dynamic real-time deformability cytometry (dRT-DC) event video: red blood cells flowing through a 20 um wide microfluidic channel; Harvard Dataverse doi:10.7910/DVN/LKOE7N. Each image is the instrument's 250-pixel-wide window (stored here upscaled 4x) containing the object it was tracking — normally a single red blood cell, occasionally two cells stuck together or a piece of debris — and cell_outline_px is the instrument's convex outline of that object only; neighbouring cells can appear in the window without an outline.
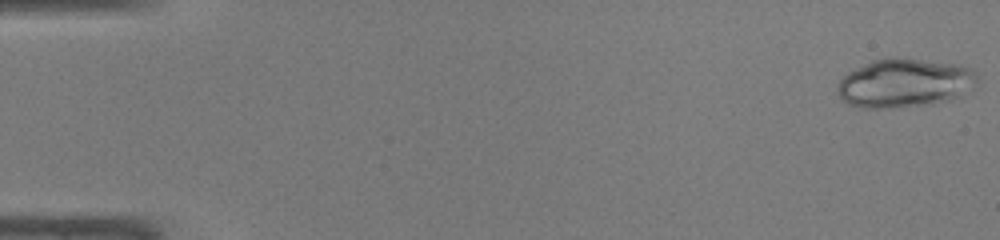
{"species": "common noctule bat (a hibernating species)", "species_latin": "Nyctalus noctula", "temperature_condition": "warm", "stored_images_in_passage": 47, "camera_frame_rate_fps": 3000, "um_per_image_px": 0.085, "animal": {"sex": "male", "body_mass_g": 19.0, "forearm_length_mm": 50.8}, "frame": {"image": 1, "passage_image": 1, "time_ms": 0.0, "image_size_px": [1000, 240], "cell_outline_px": [[976, 80], [956, 96], [948, 100], [932, 104], [880, 108], [860, 108], [848, 104], [836, 92], [836, 84], [848, 72], [872, 60], [896, 56], [952, 64], [968, 68], [976, 76]], "centroid_in_image_um": [76.75, 7.05], "position_along_channel_um": 8.3, "area_um2": 38.96}}
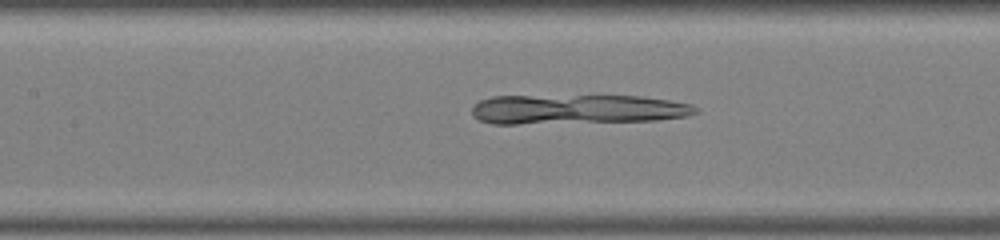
{"frame": {"image": 2, "passage_image": 22, "time_ms": 7.0, "image_size_px": [1000, 240], "cell_outline_px": [[700, 112], [688, 116], [656, 120], [516, 124], [492, 124], [480, 120], [472, 116], [472, 108], [480, 100], [492, 96], [640, 96], [668, 100], [692, 104], [700, 108]], "centroid_in_image_um": [49.08, 9.29], "position_along_channel_um": 158.3, "area_um2": 38.67}}
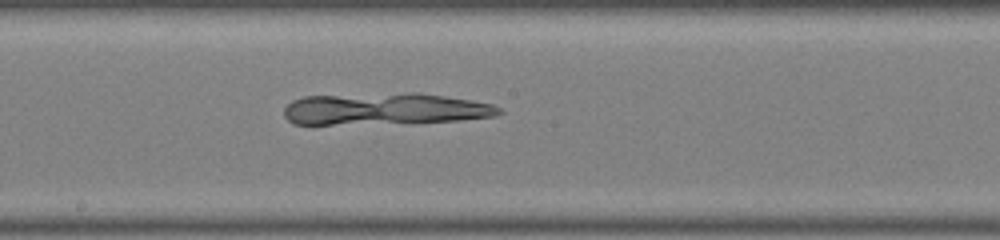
{"frame": {"image": 3, "passage_image": 26, "time_ms": 8.333, "image_size_px": [1000, 240], "cell_outline_px": [[504, 112], [496, 116], [460, 120], [332, 124], [292, 124], [284, 116], [284, 108], [292, 100], [304, 96], [408, 92], [420, 92], [472, 100], [492, 104], [500, 108]], "centroid_in_image_um": [32.71, 9.23], "position_along_channel_um": 215.5, "area_um2": 39.65}}